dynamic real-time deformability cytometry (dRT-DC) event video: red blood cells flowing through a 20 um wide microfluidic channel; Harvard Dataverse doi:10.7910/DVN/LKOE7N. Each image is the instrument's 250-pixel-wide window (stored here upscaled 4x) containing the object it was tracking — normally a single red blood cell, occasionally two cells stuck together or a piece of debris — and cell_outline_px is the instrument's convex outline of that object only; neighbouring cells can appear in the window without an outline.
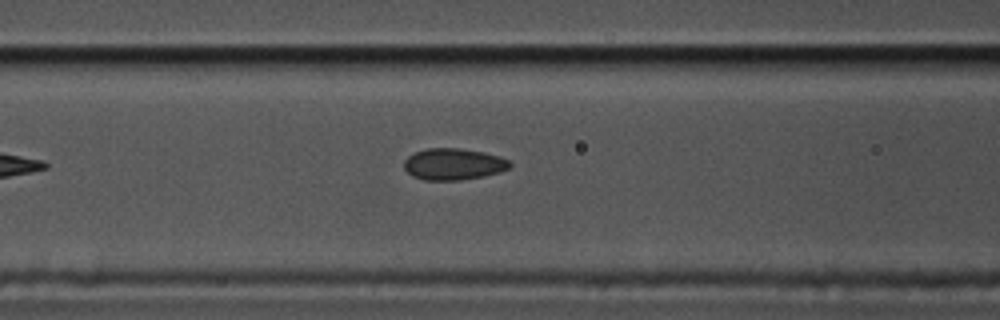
{"species": "common noctule bat (a hibernating species)", "species_latin": "Nyctalus noctula", "temperature_condition": "cold", "stored_images_in_passage": 8, "camera_frame_rate_fps": 3000, "um_per_image_px": 0.085, "animal": {"sex": "male", "body_mass_g": 17.5, "forearm_length_mm": 52.3}, "frame": {"image": 1, "passage_image": 6, "time_ms": 1.667, "image_size_px": [1000, 320], "cell_outline_px": [[512, 164], [508, 168], [500, 172], [484, 176], [460, 180], [424, 180], [412, 176], [404, 168], [404, 160], [408, 156], [424, 148], [460, 148], [484, 152], [500, 156], [508, 160]], "centroid_in_image_um": [38.54, 13.95], "position_along_channel_um": 128.1, "area_um2": 19.54}}